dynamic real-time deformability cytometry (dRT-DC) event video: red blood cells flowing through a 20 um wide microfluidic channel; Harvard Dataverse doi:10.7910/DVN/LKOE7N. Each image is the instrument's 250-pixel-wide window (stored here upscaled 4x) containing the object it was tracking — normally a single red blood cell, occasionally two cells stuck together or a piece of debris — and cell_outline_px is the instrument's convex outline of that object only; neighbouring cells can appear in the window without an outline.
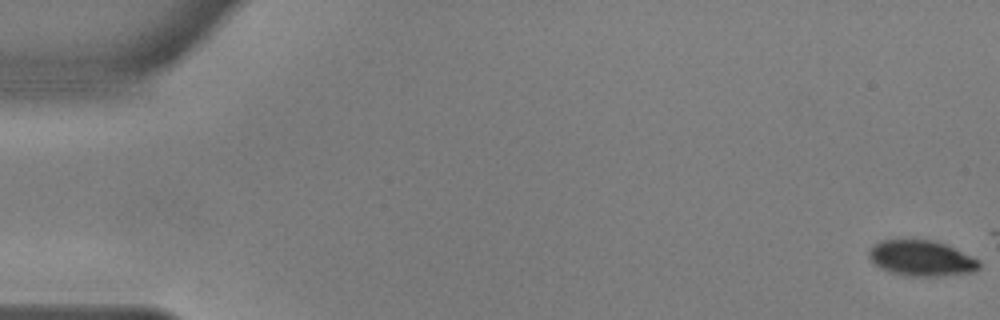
{"species": "common noctule bat (a hibernating species)", "species_latin": "Nyctalus noctula", "temperature_condition": "warm", "stored_images_in_passage": 9, "camera_frame_rate_fps": 3000, "um_per_image_px": 0.085, "animal": {"sex": "male", "body_mass_g": 17.9, "forearm_length_mm": 54.2}, "frame": {"image": 1, "passage_image": 1, "time_ms": 0.0, "image_size_px": [1000, 320], "cell_outline_px": [[980, 268], [972, 272], [940, 276], [908, 276], [892, 272], [880, 268], [868, 256], [868, 252], [872, 244], [880, 240], [932, 240], [944, 244], [980, 260]], "centroid_in_image_um": [78.3, 21.95], "position_along_channel_um": 6.7, "area_um2": 22.72}}